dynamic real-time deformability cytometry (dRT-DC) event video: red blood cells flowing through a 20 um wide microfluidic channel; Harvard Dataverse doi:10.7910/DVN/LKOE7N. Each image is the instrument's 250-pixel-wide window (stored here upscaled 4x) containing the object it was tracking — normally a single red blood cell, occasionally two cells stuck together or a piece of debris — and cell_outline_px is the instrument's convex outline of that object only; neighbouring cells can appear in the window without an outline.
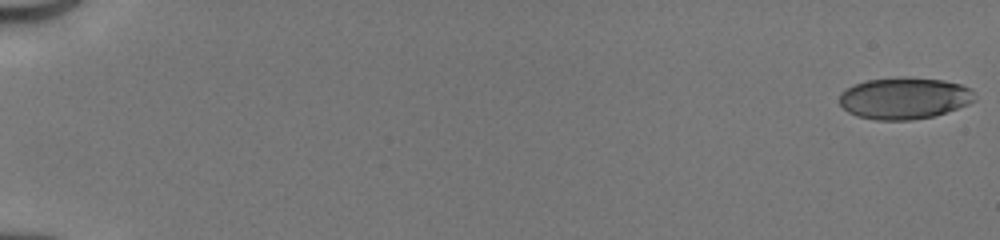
{"species": "human", "species_latin": "Homo sapiens", "temperature_condition": "cold", "stored_images_in_passage": 51, "camera_frame_rate_fps": 3000, "um_per_image_px": 0.085, "donor": {"sex": "male"}, "frame": {"image": 1, "passage_image": 1, "time_ms": 0.0, "image_size_px": [1000, 240], "cell_outline_px": [[976, 100], [968, 104], [932, 116], [912, 120], [876, 120], [856, 116], [848, 112], [840, 104], [840, 92], [856, 84], [868, 80], [944, 80], [960, 84], [972, 88]], "centroid_in_image_um": [76.87, 8.4], "position_along_channel_um": 8.1, "area_um2": 31.79}}
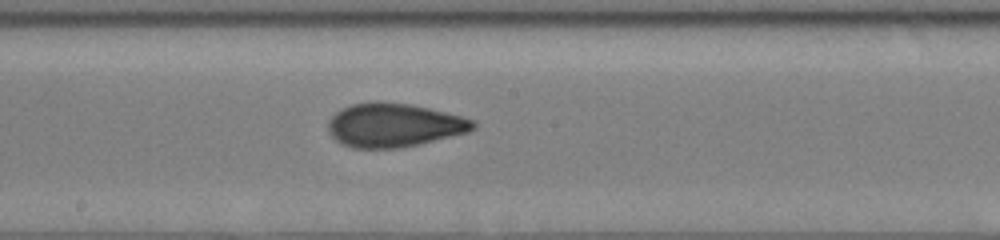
{"frame": {"image": 2, "passage_image": 30, "time_ms": 9.667, "image_size_px": [1000, 240], "cell_outline_px": [[476, 128], [468, 132], [420, 144], [400, 148], [352, 148], [340, 144], [328, 132], [328, 120], [340, 108], [352, 104], [376, 100], [408, 104], [428, 108], [460, 116], [472, 120], [476, 124]], "centroid_in_image_um": [33.43, 10.64], "position_along_channel_um": 214.8, "area_um2": 37.11}}
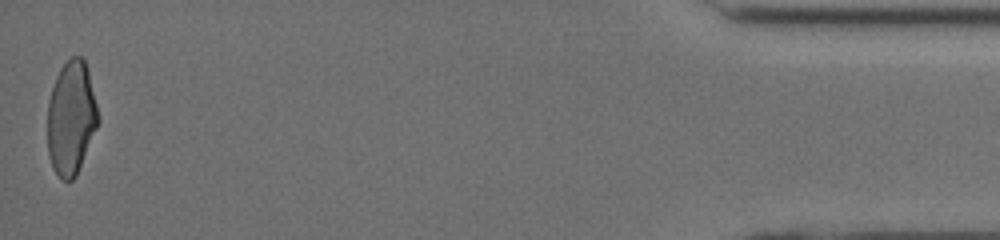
{"frame": {"image": 3, "passage_image": 51, "time_ms": 16.667, "image_size_px": [1000, 240], "cell_outline_px": [[100, 120], [76, 176], [72, 180], [60, 180], [52, 168], [48, 156], [48, 100], [56, 76], [60, 68], [72, 56], [84, 56], [100, 116]], "centroid_in_image_um": [6.05, 10.03], "position_along_channel_um": 429.1, "area_um2": 33.81}, "authors_computed_cell_mechanics": {"area_um2": 34.8534, "velocity_mm_per_s": 4.1727, "shape_relaxation_time_tau1_ms": 5.4509, "shape_relaxation_time_tau2_ms": 1.2364, "deformation_change_tau1": 0.1592, "deformation_change_tau2": 0.0607}}